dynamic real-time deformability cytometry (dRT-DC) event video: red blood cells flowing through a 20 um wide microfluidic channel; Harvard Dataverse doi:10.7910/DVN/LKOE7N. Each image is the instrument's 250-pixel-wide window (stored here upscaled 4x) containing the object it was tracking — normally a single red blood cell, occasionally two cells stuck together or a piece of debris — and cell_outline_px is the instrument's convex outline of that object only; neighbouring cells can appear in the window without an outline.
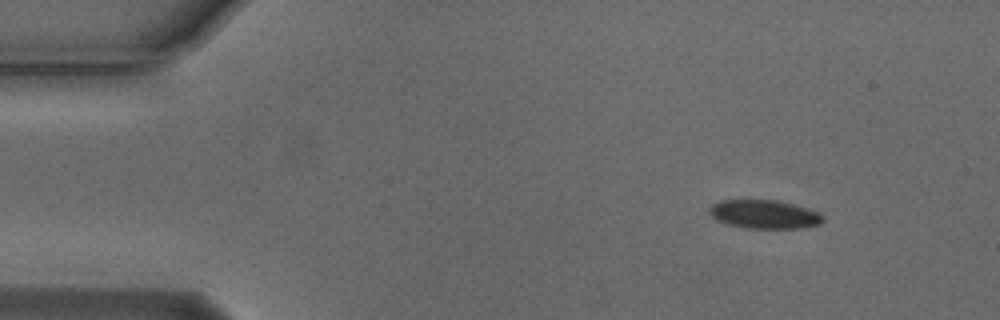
{"species": "Egyptian fruit bat (a non-hibernating species)", "species_latin": "Rousettus aegyptiacus", "temperature_condition": "cold", "stored_images_in_passage": 5, "camera_frame_rate_fps": 3000, "um_per_image_px": 0.085, "animal": {"sex": "male"}, "frame": {"image": 1, "passage_image": 1, "time_ms": 0.0, "image_size_px": [1000, 320], "cell_outline_px": [[824, 220], [820, 224], [796, 228], [748, 228], [728, 224], [712, 216], [708, 212], [708, 208], [712, 204], [720, 200], [776, 200], [792, 204], [816, 212]], "centroid_in_image_um": [64.9, 18.21], "position_along_channel_um": 20.1, "area_um2": 18.5}}
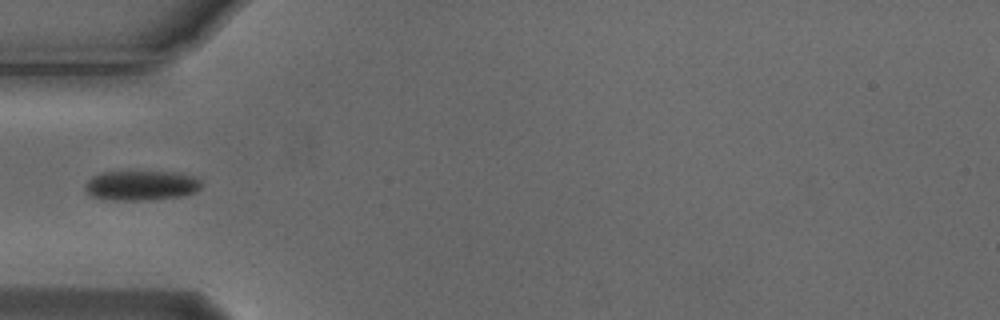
{"frame": {"image": 2, "passage_image": 4, "time_ms": 1.0, "image_size_px": [1000, 320], "cell_outline_px": [[200, 188], [196, 192], [180, 196], [148, 200], [104, 200], [92, 196], [84, 188], [84, 184], [92, 176], [100, 172], [180, 172], [192, 176], [200, 180]], "centroid_in_image_um": [11.97, 15.76], "position_along_channel_um": 73.0, "area_um2": 20.29}}
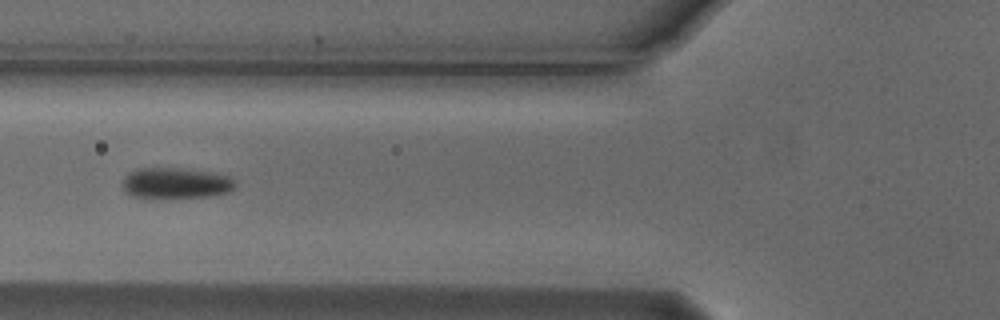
{"frame": {"image": 3, "passage_image": 5, "time_ms": 1.333, "image_size_px": [1000, 320], "cell_outline_px": [[236, 184], [228, 192], [212, 196], [132, 196], [124, 192], [124, 176], [128, 172], [136, 168], [176, 168], [208, 172], [228, 176]], "centroid_in_image_um": [14.9, 15.54], "position_along_channel_um": 110.9, "area_um2": 19.54}}